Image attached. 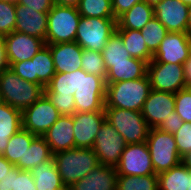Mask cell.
Listing matches in <instances>:
<instances>
[{"instance_id":"1","label":"cell","mask_w":191,"mask_h":190,"mask_svg":"<svg viewBox=\"0 0 191 190\" xmlns=\"http://www.w3.org/2000/svg\"><path fill=\"white\" fill-rule=\"evenodd\" d=\"M151 91L148 75L145 77L106 83L105 108H120L141 112Z\"/></svg>"},{"instance_id":"2","label":"cell","mask_w":191,"mask_h":190,"mask_svg":"<svg viewBox=\"0 0 191 190\" xmlns=\"http://www.w3.org/2000/svg\"><path fill=\"white\" fill-rule=\"evenodd\" d=\"M57 170L65 186L71 187L99 165L92 148H72L53 155Z\"/></svg>"},{"instance_id":"3","label":"cell","mask_w":191,"mask_h":190,"mask_svg":"<svg viewBox=\"0 0 191 190\" xmlns=\"http://www.w3.org/2000/svg\"><path fill=\"white\" fill-rule=\"evenodd\" d=\"M2 101L21 112L44 95V87L20 78L10 68L0 73Z\"/></svg>"},{"instance_id":"4","label":"cell","mask_w":191,"mask_h":190,"mask_svg":"<svg viewBox=\"0 0 191 190\" xmlns=\"http://www.w3.org/2000/svg\"><path fill=\"white\" fill-rule=\"evenodd\" d=\"M115 18H80L75 42L83 49L101 52L108 39L116 32Z\"/></svg>"},{"instance_id":"5","label":"cell","mask_w":191,"mask_h":190,"mask_svg":"<svg viewBox=\"0 0 191 190\" xmlns=\"http://www.w3.org/2000/svg\"><path fill=\"white\" fill-rule=\"evenodd\" d=\"M155 174L168 171L181 163L174 134L150 128L146 140Z\"/></svg>"},{"instance_id":"6","label":"cell","mask_w":191,"mask_h":190,"mask_svg":"<svg viewBox=\"0 0 191 190\" xmlns=\"http://www.w3.org/2000/svg\"><path fill=\"white\" fill-rule=\"evenodd\" d=\"M106 120L122 135L126 144L144 143L150 127L141 112L120 108H105Z\"/></svg>"},{"instance_id":"7","label":"cell","mask_w":191,"mask_h":190,"mask_svg":"<svg viewBox=\"0 0 191 190\" xmlns=\"http://www.w3.org/2000/svg\"><path fill=\"white\" fill-rule=\"evenodd\" d=\"M80 18L77 8L54 5L48 12L46 44L75 41Z\"/></svg>"},{"instance_id":"8","label":"cell","mask_w":191,"mask_h":190,"mask_svg":"<svg viewBox=\"0 0 191 190\" xmlns=\"http://www.w3.org/2000/svg\"><path fill=\"white\" fill-rule=\"evenodd\" d=\"M9 68L20 78L40 84L44 88L56 73L52 54L47 44L32 59L12 63Z\"/></svg>"},{"instance_id":"9","label":"cell","mask_w":191,"mask_h":190,"mask_svg":"<svg viewBox=\"0 0 191 190\" xmlns=\"http://www.w3.org/2000/svg\"><path fill=\"white\" fill-rule=\"evenodd\" d=\"M106 82L103 77L81 74V84L74 94L76 112H95L105 109Z\"/></svg>"},{"instance_id":"10","label":"cell","mask_w":191,"mask_h":190,"mask_svg":"<svg viewBox=\"0 0 191 190\" xmlns=\"http://www.w3.org/2000/svg\"><path fill=\"white\" fill-rule=\"evenodd\" d=\"M126 145L122 135L105 120L97 133L92 149L98 157L99 164L116 167Z\"/></svg>"},{"instance_id":"11","label":"cell","mask_w":191,"mask_h":190,"mask_svg":"<svg viewBox=\"0 0 191 190\" xmlns=\"http://www.w3.org/2000/svg\"><path fill=\"white\" fill-rule=\"evenodd\" d=\"M21 114L22 128L36 136H43L61 116L45 94Z\"/></svg>"},{"instance_id":"12","label":"cell","mask_w":191,"mask_h":190,"mask_svg":"<svg viewBox=\"0 0 191 190\" xmlns=\"http://www.w3.org/2000/svg\"><path fill=\"white\" fill-rule=\"evenodd\" d=\"M147 75L153 90L175 94L185 88L182 64L159 63L152 60L147 65Z\"/></svg>"},{"instance_id":"13","label":"cell","mask_w":191,"mask_h":190,"mask_svg":"<svg viewBox=\"0 0 191 190\" xmlns=\"http://www.w3.org/2000/svg\"><path fill=\"white\" fill-rule=\"evenodd\" d=\"M115 168L117 175L145 176L155 174L146 142L127 144Z\"/></svg>"},{"instance_id":"14","label":"cell","mask_w":191,"mask_h":190,"mask_svg":"<svg viewBox=\"0 0 191 190\" xmlns=\"http://www.w3.org/2000/svg\"><path fill=\"white\" fill-rule=\"evenodd\" d=\"M8 65L32 59L45 45V41L22 32L13 31L4 36Z\"/></svg>"},{"instance_id":"15","label":"cell","mask_w":191,"mask_h":190,"mask_svg":"<svg viewBox=\"0 0 191 190\" xmlns=\"http://www.w3.org/2000/svg\"><path fill=\"white\" fill-rule=\"evenodd\" d=\"M106 120L105 110L75 112L73 134L76 148H92L100 127Z\"/></svg>"},{"instance_id":"16","label":"cell","mask_w":191,"mask_h":190,"mask_svg":"<svg viewBox=\"0 0 191 190\" xmlns=\"http://www.w3.org/2000/svg\"><path fill=\"white\" fill-rule=\"evenodd\" d=\"M189 36V33L169 32L153 54L152 60L183 65L189 58Z\"/></svg>"},{"instance_id":"17","label":"cell","mask_w":191,"mask_h":190,"mask_svg":"<svg viewBox=\"0 0 191 190\" xmlns=\"http://www.w3.org/2000/svg\"><path fill=\"white\" fill-rule=\"evenodd\" d=\"M175 111V94L151 89L141 114L150 128H157Z\"/></svg>"},{"instance_id":"18","label":"cell","mask_w":191,"mask_h":190,"mask_svg":"<svg viewBox=\"0 0 191 190\" xmlns=\"http://www.w3.org/2000/svg\"><path fill=\"white\" fill-rule=\"evenodd\" d=\"M153 9L155 17L169 32L188 33V5L180 0H162Z\"/></svg>"},{"instance_id":"19","label":"cell","mask_w":191,"mask_h":190,"mask_svg":"<svg viewBox=\"0 0 191 190\" xmlns=\"http://www.w3.org/2000/svg\"><path fill=\"white\" fill-rule=\"evenodd\" d=\"M16 24L14 31L40 38L46 43L48 13L39 12L15 2Z\"/></svg>"},{"instance_id":"20","label":"cell","mask_w":191,"mask_h":190,"mask_svg":"<svg viewBox=\"0 0 191 190\" xmlns=\"http://www.w3.org/2000/svg\"><path fill=\"white\" fill-rule=\"evenodd\" d=\"M73 115H61L43 135L52 154L75 148Z\"/></svg>"},{"instance_id":"21","label":"cell","mask_w":191,"mask_h":190,"mask_svg":"<svg viewBox=\"0 0 191 190\" xmlns=\"http://www.w3.org/2000/svg\"><path fill=\"white\" fill-rule=\"evenodd\" d=\"M47 45L52 54L56 73H71L82 69L83 48L75 41Z\"/></svg>"},{"instance_id":"22","label":"cell","mask_w":191,"mask_h":190,"mask_svg":"<svg viewBox=\"0 0 191 190\" xmlns=\"http://www.w3.org/2000/svg\"><path fill=\"white\" fill-rule=\"evenodd\" d=\"M116 179L115 167L99 164L71 188L73 190H116Z\"/></svg>"},{"instance_id":"23","label":"cell","mask_w":191,"mask_h":190,"mask_svg":"<svg viewBox=\"0 0 191 190\" xmlns=\"http://www.w3.org/2000/svg\"><path fill=\"white\" fill-rule=\"evenodd\" d=\"M22 128L21 111L0 102V155H3L9 139Z\"/></svg>"},{"instance_id":"24","label":"cell","mask_w":191,"mask_h":190,"mask_svg":"<svg viewBox=\"0 0 191 190\" xmlns=\"http://www.w3.org/2000/svg\"><path fill=\"white\" fill-rule=\"evenodd\" d=\"M153 17H155L153 7L141 1L117 19L116 29L141 30Z\"/></svg>"},{"instance_id":"25","label":"cell","mask_w":191,"mask_h":190,"mask_svg":"<svg viewBox=\"0 0 191 190\" xmlns=\"http://www.w3.org/2000/svg\"><path fill=\"white\" fill-rule=\"evenodd\" d=\"M30 172L37 190H56L67 187L62 182L54 158L35 166Z\"/></svg>"},{"instance_id":"26","label":"cell","mask_w":191,"mask_h":190,"mask_svg":"<svg viewBox=\"0 0 191 190\" xmlns=\"http://www.w3.org/2000/svg\"><path fill=\"white\" fill-rule=\"evenodd\" d=\"M148 63L144 60L131 58V63L113 64L107 72L106 83L136 80L147 75Z\"/></svg>"},{"instance_id":"27","label":"cell","mask_w":191,"mask_h":190,"mask_svg":"<svg viewBox=\"0 0 191 190\" xmlns=\"http://www.w3.org/2000/svg\"><path fill=\"white\" fill-rule=\"evenodd\" d=\"M83 69L71 73H55L44 88L45 95H74L81 84Z\"/></svg>"},{"instance_id":"28","label":"cell","mask_w":191,"mask_h":190,"mask_svg":"<svg viewBox=\"0 0 191 190\" xmlns=\"http://www.w3.org/2000/svg\"><path fill=\"white\" fill-rule=\"evenodd\" d=\"M123 44L132 58L144 60L147 63L153 59V54L148 50L140 30L116 29Z\"/></svg>"},{"instance_id":"29","label":"cell","mask_w":191,"mask_h":190,"mask_svg":"<svg viewBox=\"0 0 191 190\" xmlns=\"http://www.w3.org/2000/svg\"><path fill=\"white\" fill-rule=\"evenodd\" d=\"M52 158L53 154L44 137L36 136L26 150L25 162H18L15 166L21 170L30 171L35 166L45 163Z\"/></svg>"},{"instance_id":"30","label":"cell","mask_w":191,"mask_h":190,"mask_svg":"<svg viewBox=\"0 0 191 190\" xmlns=\"http://www.w3.org/2000/svg\"><path fill=\"white\" fill-rule=\"evenodd\" d=\"M158 176L159 190H187L189 189L191 171L182 163L162 172Z\"/></svg>"},{"instance_id":"31","label":"cell","mask_w":191,"mask_h":190,"mask_svg":"<svg viewBox=\"0 0 191 190\" xmlns=\"http://www.w3.org/2000/svg\"><path fill=\"white\" fill-rule=\"evenodd\" d=\"M35 137L36 135L30 133L24 128H21L9 139L6 150L2 156L14 166L18 162H25L26 150L29 148Z\"/></svg>"},{"instance_id":"32","label":"cell","mask_w":191,"mask_h":190,"mask_svg":"<svg viewBox=\"0 0 191 190\" xmlns=\"http://www.w3.org/2000/svg\"><path fill=\"white\" fill-rule=\"evenodd\" d=\"M101 53L107 72L113 67V64L131 63L132 57L116 32L108 39Z\"/></svg>"},{"instance_id":"33","label":"cell","mask_w":191,"mask_h":190,"mask_svg":"<svg viewBox=\"0 0 191 190\" xmlns=\"http://www.w3.org/2000/svg\"><path fill=\"white\" fill-rule=\"evenodd\" d=\"M116 190H159L157 174L145 176L117 175Z\"/></svg>"},{"instance_id":"34","label":"cell","mask_w":191,"mask_h":190,"mask_svg":"<svg viewBox=\"0 0 191 190\" xmlns=\"http://www.w3.org/2000/svg\"><path fill=\"white\" fill-rule=\"evenodd\" d=\"M77 9L82 17L115 18L112 0H80Z\"/></svg>"},{"instance_id":"35","label":"cell","mask_w":191,"mask_h":190,"mask_svg":"<svg viewBox=\"0 0 191 190\" xmlns=\"http://www.w3.org/2000/svg\"><path fill=\"white\" fill-rule=\"evenodd\" d=\"M145 44L148 50L154 54L159 45L161 44L164 37L169 33V31L161 24V22L153 17L143 29L140 30Z\"/></svg>"},{"instance_id":"36","label":"cell","mask_w":191,"mask_h":190,"mask_svg":"<svg viewBox=\"0 0 191 190\" xmlns=\"http://www.w3.org/2000/svg\"><path fill=\"white\" fill-rule=\"evenodd\" d=\"M82 69L86 73L98 75L106 79L107 69L101 52L83 49Z\"/></svg>"},{"instance_id":"37","label":"cell","mask_w":191,"mask_h":190,"mask_svg":"<svg viewBox=\"0 0 191 190\" xmlns=\"http://www.w3.org/2000/svg\"><path fill=\"white\" fill-rule=\"evenodd\" d=\"M16 24L15 3L0 0V36L12 33Z\"/></svg>"},{"instance_id":"38","label":"cell","mask_w":191,"mask_h":190,"mask_svg":"<svg viewBox=\"0 0 191 190\" xmlns=\"http://www.w3.org/2000/svg\"><path fill=\"white\" fill-rule=\"evenodd\" d=\"M175 112L184 122L191 123V88L175 93Z\"/></svg>"},{"instance_id":"39","label":"cell","mask_w":191,"mask_h":190,"mask_svg":"<svg viewBox=\"0 0 191 190\" xmlns=\"http://www.w3.org/2000/svg\"><path fill=\"white\" fill-rule=\"evenodd\" d=\"M174 137L177 144V151L182 157L191 150V123L184 122L174 133Z\"/></svg>"},{"instance_id":"40","label":"cell","mask_w":191,"mask_h":190,"mask_svg":"<svg viewBox=\"0 0 191 190\" xmlns=\"http://www.w3.org/2000/svg\"><path fill=\"white\" fill-rule=\"evenodd\" d=\"M61 115H73L76 112L74 95H46Z\"/></svg>"},{"instance_id":"41","label":"cell","mask_w":191,"mask_h":190,"mask_svg":"<svg viewBox=\"0 0 191 190\" xmlns=\"http://www.w3.org/2000/svg\"><path fill=\"white\" fill-rule=\"evenodd\" d=\"M13 190H37L34 178L30 171L17 169L14 172V188Z\"/></svg>"},{"instance_id":"42","label":"cell","mask_w":191,"mask_h":190,"mask_svg":"<svg viewBox=\"0 0 191 190\" xmlns=\"http://www.w3.org/2000/svg\"><path fill=\"white\" fill-rule=\"evenodd\" d=\"M184 123L179 115L174 111L157 127L161 131L174 134Z\"/></svg>"},{"instance_id":"43","label":"cell","mask_w":191,"mask_h":190,"mask_svg":"<svg viewBox=\"0 0 191 190\" xmlns=\"http://www.w3.org/2000/svg\"><path fill=\"white\" fill-rule=\"evenodd\" d=\"M16 2L31 9H36L39 12L45 13H48L54 6L53 0H17Z\"/></svg>"},{"instance_id":"44","label":"cell","mask_w":191,"mask_h":190,"mask_svg":"<svg viewBox=\"0 0 191 190\" xmlns=\"http://www.w3.org/2000/svg\"><path fill=\"white\" fill-rule=\"evenodd\" d=\"M143 0H112V9L117 20L122 14L127 12L133 5Z\"/></svg>"},{"instance_id":"45","label":"cell","mask_w":191,"mask_h":190,"mask_svg":"<svg viewBox=\"0 0 191 190\" xmlns=\"http://www.w3.org/2000/svg\"><path fill=\"white\" fill-rule=\"evenodd\" d=\"M18 169L17 166H13L9 173L0 179V190H13L14 188V172Z\"/></svg>"},{"instance_id":"46","label":"cell","mask_w":191,"mask_h":190,"mask_svg":"<svg viewBox=\"0 0 191 190\" xmlns=\"http://www.w3.org/2000/svg\"><path fill=\"white\" fill-rule=\"evenodd\" d=\"M8 68H9V65H8V61L6 58L4 36H0V73L3 70H6Z\"/></svg>"},{"instance_id":"47","label":"cell","mask_w":191,"mask_h":190,"mask_svg":"<svg viewBox=\"0 0 191 190\" xmlns=\"http://www.w3.org/2000/svg\"><path fill=\"white\" fill-rule=\"evenodd\" d=\"M184 67V78H185V88H191V57L185 61Z\"/></svg>"},{"instance_id":"48","label":"cell","mask_w":191,"mask_h":190,"mask_svg":"<svg viewBox=\"0 0 191 190\" xmlns=\"http://www.w3.org/2000/svg\"><path fill=\"white\" fill-rule=\"evenodd\" d=\"M14 165L11 164L6 158L0 155V179L3 178L6 173H9Z\"/></svg>"},{"instance_id":"49","label":"cell","mask_w":191,"mask_h":190,"mask_svg":"<svg viewBox=\"0 0 191 190\" xmlns=\"http://www.w3.org/2000/svg\"><path fill=\"white\" fill-rule=\"evenodd\" d=\"M54 5L58 6H68L77 8L80 0H53Z\"/></svg>"},{"instance_id":"50","label":"cell","mask_w":191,"mask_h":190,"mask_svg":"<svg viewBox=\"0 0 191 190\" xmlns=\"http://www.w3.org/2000/svg\"><path fill=\"white\" fill-rule=\"evenodd\" d=\"M181 163L191 171V150L181 157Z\"/></svg>"},{"instance_id":"51","label":"cell","mask_w":191,"mask_h":190,"mask_svg":"<svg viewBox=\"0 0 191 190\" xmlns=\"http://www.w3.org/2000/svg\"><path fill=\"white\" fill-rule=\"evenodd\" d=\"M188 33L191 34V5L188 9Z\"/></svg>"},{"instance_id":"52","label":"cell","mask_w":191,"mask_h":190,"mask_svg":"<svg viewBox=\"0 0 191 190\" xmlns=\"http://www.w3.org/2000/svg\"><path fill=\"white\" fill-rule=\"evenodd\" d=\"M143 1H145L148 5L154 7L155 5H157L162 0H143Z\"/></svg>"},{"instance_id":"53","label":"cell","mask_w":191,"mask_h":190,"mask_svg":"<svg viewBox=\"0 0 191 190\" xmlns=\"http://www.w3.org/2000/svg\"><path fill=\"white\" fill-rule=\"evenodd\" d=\"M183 4L191 5V0H180Z\"/></svg>"},{"instance_id":"54","label":"cell","mask_w":191,"mask_h":190,"mask_svg":"<svg viewBox=\"0 0 191 190\" xmlns=\"http://www.w3.org/2000/svg\"><path fill=\"white\" fill-rule=\"evenodd\" d=\"M189 56L191 57V34L189 36Z\"/></svg>"},{"instance_id":"55","label":"cell","mask_w":191,"mask_h":190,"mask_svg":"<svg viewBox=\"0 0 191 190\" xmlns=\"http://www.w3.org/2000/svg\"><path fill=\"white\" fill-rule=\"evenodd\" d=\"M68 187H61V188H58L56 190H66Z\"/></svg>"},{"instance_id":"56","label":"cell","mask_w":191,"mask_h":190,"mask_svg":"<svg viewBox=\"0 0 191 190\" xmlns=\"http://www.w3.org/2000/svg\"><path fill=\"white\" fill-rule=\"evenodd\" d=\"M3 1H9L15 3L17 0H3Z\"/></svg>"},{"instance_id":"57","label":"cell","mask_w":191,"mask_h":190,"mask_svg":"<svg viewBox=\"0 0 191 190\" xmlns=\"http://www.w3.org/2000/svg\"><path fill=\"white\" fill-rule=\"evenodd\" d=\"M0 102H2V94H1V89H0Z\"/></svg>"},{"instance_id":"58","label":"cell","mask_w":191,"mask_h":190,"mask_svg":"<svg viewBox=\"0 0 191 190\" xmlns=\"http://www.w3.org/2000/svg\"><path fill=\"white\" fill-rule=\"evenodd\" d=\"M187 190H191V179H190V185H189V189H187Z\"/></svg>"}]
</instances>
